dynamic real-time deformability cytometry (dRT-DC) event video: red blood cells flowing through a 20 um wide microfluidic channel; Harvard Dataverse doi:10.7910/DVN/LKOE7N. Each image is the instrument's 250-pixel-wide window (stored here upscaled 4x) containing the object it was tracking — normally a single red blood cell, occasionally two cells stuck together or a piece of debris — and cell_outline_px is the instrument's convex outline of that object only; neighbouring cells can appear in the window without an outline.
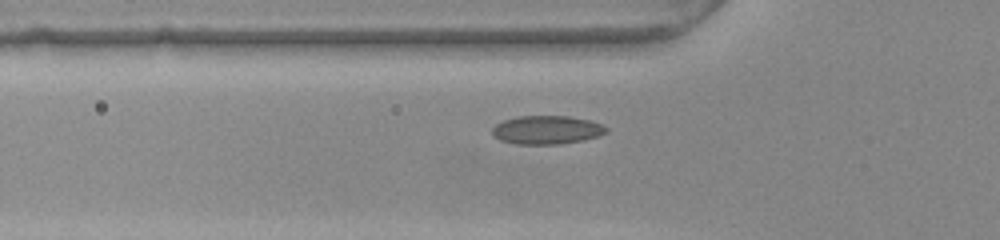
{"species": "common noctule bat (a hibernating species)", "species_latin": "Nyctalus noctula", "temperature_condition": "warm", "stored_images_in_passage": 9, "camera_frame_rate_fps": 3000, "um_per_image_px": 0.085, "animal": {"sex": "female", "body_mass_g": 22.0, "forearm_length_mm": 56.7}, "frame": {"image": 1, "passage_image": 3, "time_ms": 0.667, "image_size_px": [1000, 240], "cell_outline_px": [[608, 132], [584, 140], [560, 144], [516, 144], [500, 140], [492, 136], [492, 128], [496, 124], [504, 120], [516, 116], [568, 116], [588, 120], [600, 124], [608, 128]], "centroid_in_image_um": [46.44, 11.04], "position_along_channel_um": 79.4, "area_um2": 18.96}}
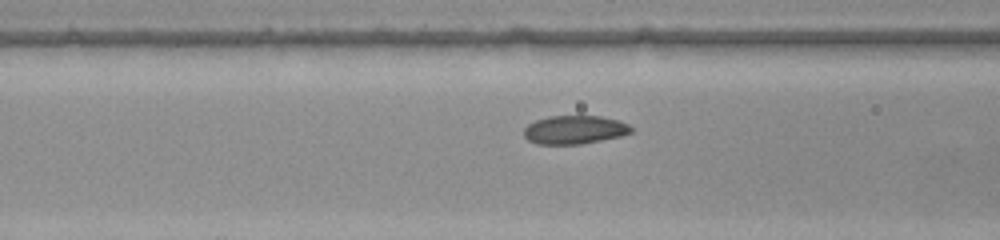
{"frame": {"image": 2, "passage_image": 6, "time_ms": 1.667, "image_size_px": [1000, 240], "cell_outline_px": [[632, 132], [620, 136], [580, 144], [536, 144], [528, 140], [524, 136], [524, 128], [528, 124], [536, 120], [548, 116], [600, 116], [616, 120], [628, 124], [632, 128]], "centroid_in_image_um": [48.8, 11.03], "position_along_channel_um": 117.8, "area_um2": 17.69}}
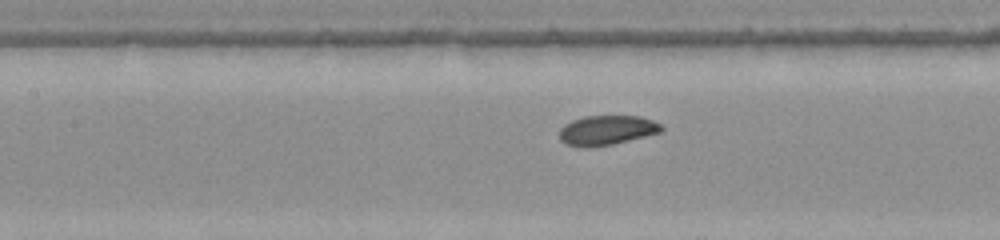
{"frame": {"image": 3, "passage_image": 9, "time_ms": 2.667, "image_size_px": [1000, 240], "cell_outline_px": [[664, 128], [660, 132], [612, 144], [588, 148], [584, 148], [564, 144], [560, 140], [560, 128], [564, 124], [572, 120], [584, 116], [640, 116], [652, 120], [660, 124]], "centroid_in_image_um": [51.53, 11.07], "position_along_channel_um": 155.9, "area_um2": 17.63}}